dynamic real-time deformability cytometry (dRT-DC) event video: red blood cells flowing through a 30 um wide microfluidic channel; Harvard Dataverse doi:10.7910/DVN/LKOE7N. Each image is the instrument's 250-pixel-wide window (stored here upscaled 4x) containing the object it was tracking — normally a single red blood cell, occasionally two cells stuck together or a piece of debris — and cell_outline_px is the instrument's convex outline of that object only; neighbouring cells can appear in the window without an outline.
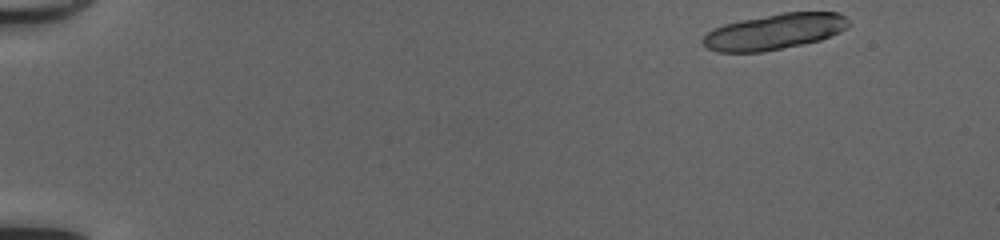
{"species": "common noctule bat (a hibernating species)", "species_latin": "Nyctalus noctula", "temperature_condition": "cold", "stored_images_in_passage": 17, "camera_frame_rate_fps": 3000, "um_per_image_px": 0.085, "animal": {"sex": "female", "body_mass_g": 20.0, "forearm_length_mm": 54.0}, "frame": {"image": 1, "passage_image": 1, "time_ms": 0.0, "image_size_px": [1000, 240], "cell_outline_px": [[848, 28], [840, 32], [820, 40], [764, 52], [716, 52], [708, 48], [700, 40], [708, 32], [724, 24], [740, 20], [784, 12], [836, 12], [844, 16], [848, 20]], "centroid_in_image_um": [65.82, 2.69], "position_along_channel_um": 19.2, "area_um2": 30.23}}